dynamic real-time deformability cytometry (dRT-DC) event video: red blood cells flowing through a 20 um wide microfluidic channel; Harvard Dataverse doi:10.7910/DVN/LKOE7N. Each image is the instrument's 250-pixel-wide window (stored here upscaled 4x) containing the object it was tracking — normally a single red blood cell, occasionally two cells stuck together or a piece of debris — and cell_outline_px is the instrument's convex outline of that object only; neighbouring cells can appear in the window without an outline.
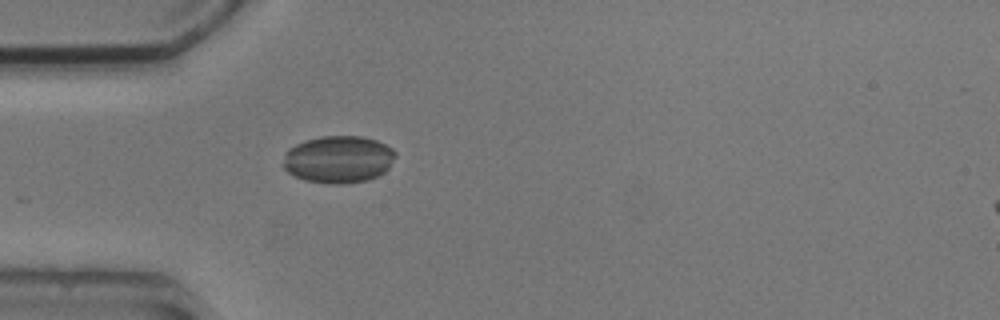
{"species": "common noctule bat (a hibernating species)", "species_latin": "Nyctalus noctula", "temperature_condition": "cold", "stored_images_in_passage": 1, "camera_frame_rate_fps": 3000, "um_per_image_px": 0.085, "animal": {"sex": "male", "body_mass_g": 20.5, "forearm_length_mm": 52.5}, "frame": {"image": 1, "passage_image": 1, "time_ms": 0.0, "image_size_px": [1000, 320], "cell_outline_px": [[396, 156], [388, 168], [384, 172], [368, 180], [340, 184], [332, 184], [304, 180], [288, 172], [284, 168], [284, 152], [288, 148], [304, 140], [320, 136], [364, 136], [376, 140], [392, 148], [396, 152]], "centroid_in_image_um": [28.76, 13.53], "position_along_channel_um": 56.2, "area_um2": 31.04}}